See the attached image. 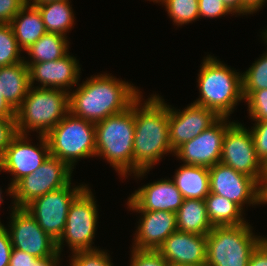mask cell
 <instances>
[{"mask_svg": "<svg viewBox=\"0 0 267 266\" xmlns=\"http://www.w3.org/2000/svg\"><path fill=\"white\" fill-rule=\"evenodd\" d=\"M159 95L141 103L134 102L135 133L133 141V174L145 176L164 154L174 153L169 142V105Z\"/></svg>", "mask_w": 267, "mask_h": 266, "instance_id": "1", "label": "cell"}, {"mask_svg": "<svg viewBox=\"0 0 267 266\" xmlns=\"http://www.w3.org/2000/svg\"><path fill=\"white\" fill-rule=\"evenodd\" d=\"M87 79L69 92L70 113L93 123L129 109L141 96L134 85L107 73Z\"/></svg>", "mask_w": 267, "mask_h": 266, "instance_id": "2", "label": "cell"}, {"mask_svg": "<svg viewBox=\"0 0 267 266\" xmlns=\"http://www.w3.org/2000/svg\"><path fill=\"white\" fill-rule=\"evenodd\" d=\"M236 71L207 55L197 79L200 97L193 103L213 110L219 117H229L238 102L244 100L242 74Z\"/></svg>", "mask_w": 267, "mask_h": 266, "instance_id": "3", "label": "cell"}, {"mask_svg": "<svg viewBox=\"0 0 267 266\" xmlns=\"http://www.w3.org/2000/svg\"><path fill=\"white\" fill-rule=\"evenodd\" d=\"M134 133V103L129 109L95 123L96 157L107 160L121 177L133 173Z\"/></svg>", "mask_w": 267, "mask_h": 266, "instance_id": "4", "label": "cell"}, {"mask_svg": "<svg viewBox=\"0 0 267 266\" xmlns=\"http://www.w3.org/2000/svg\"><path fill=\"white\" fill-rule=\"evenodd\" d=\"M35 87L30 86L25 99L15 111L16 131L23 135L36 131L45 136L70 112L69 92Z\"/></svg>", "mask_w": 267, "mask_h": 266, "instance_id": "5", "label": "cell"}, {"mask_svg": "<svg viewBox=\"0 0 267 266\" xmlns=\"http://www.w3.org/2000/svg\"><path fill=\"white\" fill-rule=\"evenodd\" d=\"M253 234L248 222L214 226L207 234L206 266H248L251 253L265 238Z\"/></svg>", "mask_w": 267, "mask_h": 266, "instance_id": "6", "label": "cell"}, {"mask_svg": "<svg viewBox=\"0 0 267 266\" xmlns=\"http://www.w3.org/2000/svg\"><path fill=\"white\" fill-rule=\"evenodd\" d=\"M50 155L74 169L78 159L96 156L95 123L70 112L46 135Z\"/></svg>", "mask_w": 267, "mask_h": 266, "instance_id": "7", "label": "cell"}, {"mask_svg": "<svg viewBox=\"0 0 267 266\" xmlns=\"http://www.w3.org/2000/svg\"><path fill=\"white\" fill-rule=\"evenodd\" d=\"M94 197L89 186H86L70 204L64 232L57 241L60 254L65 242L72 253L97 248L92 246L98 223L97 204Z\"/></svg>", "mask_w": 267, "mask_h": 266, "instance_id": "8", "label": "cell"}, {"mask_svg": "<svg viewBox=\"0 0 267 266\" xmlns=\"http://www.w3.org/2000/svg\"><path fill=\"white\" fill-rule=\"evenodd\" d=\"M72 171L64 161L49 155L36 171L12 186L13 207L24 208L34 199L66 186Z\"/></svg>", "mask_w": 267, "mask_h": 266, "instance_id": "9", "label": "cell"}, {"mask_svg": "<svg viewBox=\"0 0 267 266\" xmlns=\"http://www.w3.org/2000/svg\"><path fill=\"white\" fill-rule=\"evenodd\" d=\"M71 181L64 187L34 199L24 208L37 221L39 227L55 241L62 236L70 204L88 185L74 186Z\"/></svg>", "mask_w": 267, "mask_h": 266, "instance_id": "10", "label": "cell"}, {"mask_svg": "<svg viewBox=\"0 0 267 266\" xmlns=\"http://www.w3.org/2000/svg\"><path fill=\"white\" fill-rule=\"evenodd\" d=\"M220 163L254 178L262 185L265 166L258 159L250 129L234 122L223 139Z\"/></svg>", "mask_w": 267, "mask_h": 266, "instance_id": "11", "label": "cell"}, {"mask_svg": "<svg viewBox=\"0 0 267 266\" xmlns=\"http://www.w3.org/2000/svg\"><path fill=\"white\" fill-rule=\"evenodd\" d=\"M40 145H32L27 135L17 133L10 141L0 159V172L12 175L7 194L12 195V186L26 175L32 174L50 155L46 136L39 135Z\"/></svg>", "mask_w": 267, "mask_h": 266, "instance_id": "12", "label": "cell"}, {"mask_svg": "<svg viewBox=\"0 0 267 266\" xmlns=\"http://www.w3.org/2000/svg\"><path fill=\"white\" fill-rule=\"evenodd\" d=\"M11 210L8 232L13 248L36 258H48L58 253L57 241L39 227L25 208L11 206Z\"/></svg>", "mask_w": 267, "mask_h": 266, "instance_id": "13", "label": "cell"}, {"mask_svg": "<svg viewBox=\"0 0 267 266\" xmlns=\"http://www.w3.org/2000/svg\"><path fill=\"white\" fill-rule=\"evenodd\" d=\"M210 192L225 197L244 211V204H261V185L252 177L222 163L209 168Z\"/></svg>", "mask_w": 267, "mask_h": 266, "instance_id": "14", "label": "cell"}, {"mask_svg": "<svg viewBox=\"0 0 267 266\" xmlns=\"http://www.w3.org/2000/svg\"><path fill=\"white\" fill-rule=\"evenodd\" d=\"M228 119L229 117H220L197 137L184 142L174 151L176 157L181 159L185 165L210 168L219 163L224 136L227 129L234 123L227 121Z\"/></svg>", "mask_w": 267, "mask_h": 266, "instance_id": "15", "label": "cell"}, {"mask_svg": "<svg viewBox=\"0 0 267 266\" xmlns=\"http://www.w3.org/2000/svg\"><path fill=\"white\" fill-rule=\"evenodd\" d=\"M169 105V142L175 151L184 142L197 137L220 117L210 109L191 103L182 112Z\"/></svg>", "mask_w": 267, "mask_h": 266, "instance_id": "16", "label": "cell"}, {"mask_svg": "<svg viewBox=\"0 0 267 266\" xmlns=\"http://www.w3.org/2000/svg\"><path fill=\"white\" fill-rule=\"evenodd\" d=\"M184 198L171 179L143 185L130 195L127 206L134 211H170L176 213Z\"/></svg>", "mask_w": 267, "mask_h": 266, "instance_id": "17", "label": "cell"}, {"mask_svg": "<svg viewBox=\"0 0 267 266\" xmlns=\"http://www.w3.org/2000/svg\"><path fill=\"white\" fill-rule=\"evenodd\" d=\"M69 54L50 62L26 63L30 86L34 87L37 81L41 88H56L70 92L68 89L78 83L81 68L79 61Z\"/></svg>", "mask_w": 267, "mask_h": 266, "instance_id": "18", "label": "cell"}, {"mask_svg": "<svg viewBox=\"0 0 267 266\" xmlns=\"http://www.w3.org/2000/svg\"><path fill=\"white\" fill-rule=\"evenodd\" d=\"M169 265H206L207 235L173 232L157 249Z\"/></svg>", "mask_w": 267, "mask_h": 266, "instance_id": "19", "label": "cell"}, {"mask_svg": "<svg viewBox=\"0 0 267 266\" xmlns=\"http://www.w3.org/2000/svg\"><path fill=\"white\" fill-rule=\"evenodd\" d=\"M141 213L132 249L157 250L177 231L176 213L170 211H136Z\"/></svg>", "mask_w": 267, "mask_h": 266, "instance_id": "20", "label": "cell"}, {"mask_svg": "<svg viewBox=\"0 0 267 266\" xmlns=\"http://www.w3.org/2000/svg\"><path fill=\"white\" fill-rule=\"evenodd\" d=\"M29 88V70L24 61L0 67V93L14 111L20 107Z\"/></svg>", "mask_w": 267, "mask_h": 266, "instance_id": "21", "label": "cell"}, {"mask_svg": "<svg viewBox=\"0 0 267 266\" xmlns=\"http://www.w3.org/2000/svg\"><path fill=\"white\" fill-rule=\"evenodd\" d=\"M9 24L19 47L23 51H26L47 32L39 9L27 3Z\"/></svg>", "mask_w": 267, "mask_h": 266, "instance_id": "22", "label": "cell"}, {"mask_svg": "<svg viewBox=\"0 0 267 266\" xmlns=\"http://www.w3.org/2000/svg\"><path fill=\"white\" fill-rule=\"evenodd\" d=\"M184 199L204 200L210 193L209 168L183 164L172 180Z\"/></svg>", "mask_w": 267, "mask_h": 266, "instance_id": "23", "label": "cell"}, {"mask_svg": "<svg viewBox=\"0 0 267 266\" xmlns=\"http://www.w3.org/2000/svg\"><path fill=\"white\" fill-rule=\"evenodd\" d=\"M176 224L178 231L207 235L213 226L208 219L205 200L184 199L176 212Z\"/></svg>", "mask_w": 267, "mask_h": 266, "instance_id": "24", "label": "cell"}, {"mask_svg": "<svg viewBox=\"0 0 267 266\" xmlns=\"http://www.w3.org/2000/svg\"><path fill=\"white\" fill-rule=\"evenodd\" d=\"M204 200L208 219L213 227L247 223L243 218V210L229 199L210 192Z\"/></svg>", "mask_w": 267, "mask_h": 266, "instance_id": "25", "label": "cell"}, {"mask_svg": "<svg viewBox=\"0 0 267 266\" xmlns=\"http://www.w3.org/2000/svg\"><path fill=\"white\" fill-rule=\"evenodd\" d=\"M71 6L68 0L52 1L36 6L40 11L47 32L67 37L66 33L75 24Z\"/></svg>", "mask_w": 267, "mask_h": 266, "instance_id": "26", "label": "cell"}, {"mask_svg": "<svg viewBox=\"0 0 267 266\" xmlns=\"http://www.w3.org/2000/svg\"><path fill=\"white\" fill-rule=\"evenodd\" d=\"M68 43L67 37L57 33L46 32L26 50L30 61L24 60V62L41 63L58 60L69 52Z\"/></svg>", "mask_w": 267, "mask_h": 266, "instance_id": "27", "label": "cell"}, {"mask_svg": "<svg viewBox=\"0 0 267 266\" xmlns=\"http://www.w3.org/2000/svg\"><path fill=\"white\" fill-rule=\"evenodd\" d=\"M267 43V30L262 33ZM267 89V52L242 73V94L246 100L254 91Z\"/></svg>", "mask_w": 267, "mask_h": 266, "instance_id": "28", "label": "cell"}, {"mask_svg": "<svg viewBox=\"0 0 267 266\" xmlns=\"http://www.w3.org/2000/svg\"><path fill=\"white\" fill-rule=\"evenodd\" d=\"M159 3L165 5L168 16L175 25L182 26L199 19L198 0H159Z\"/></svg>", "mask_w": 267, "mask_h": 266, "instance_id": "29", "label": "cell"}, {"mask_svg": "<svg viewBox=\"0 0 267 266\" xmlns=\"http://www.w3.org/2000/svg\"><path fill=\"white\" fill-rule=\"evenodd\" d=\"M21 51L11 25L0 23V67L24 61Z\"/></svg>", "mask_w": 267, "mask_h": 266, "instance_id": "30", "label": "cell"}, {"mask_svg": "<svg viewBox=\"0 0 267 266\" xmlns=\"http://www.w3.org/2000/svg\"><path fill=\"white\" fill-rule=\"evenodd\" d=\"M70 266H113L109 254L100 249L73 252Z\"/></svg>", "mask_w": 267, "mask_h": 266, "instance_id": "31", "label": "cell"}, {"mask_svg": "<svg viewBox=\"0 0 267 266\" xmlns=\"http://www.w3.org/2000/svg\"><path fill=\"white\" fill-rule=\"evenodd\" d=\"M245 101L253 121H267V89L254 91Z\"/></svg>", "mask_w": 267, "mask_h": 266, "instance_id": "32", "label": "cell"}, {"mask_svg": "<svg viewBox=\"0 0 267 266\" xmlns=\"http://www.w3.org/2000/svg\"><path fill=\"white\" fill-rule=\"evenodd\" d=\"M251 127V135L258 159L264 166L267 165V121H255Z\"/></svg>", "mask_w": 267, "mask_h": 266, "instance_id": "33", "label": "cell"}, {"mask_svg": "<svg viewBox=\"0 0 267 266\" xmlns=\"http://www.w3.org/2000/svg\"><path fill=\"white\" fill-rule=\"evenodd\" d=\"M130 266H170L157 250L132 249Z\"/></svg>", "mask_w": 267, "mask_h": 266, "instance_id": "34", "label": "cell"}, {"mask_svg": "<svg viewBox=\"0 0 267 266\" xmlns=\"http://www.w3.org/2000/svg\"><path fill=\"white\" fill-rule=\"evenodd\" d=\"M199 1V18H217L223 15L233 13L227 8L222 0H198Z\"/></svg>", "mask_w": 267, "mask_h": 266, "instance_id": "35", "label": "cell"}, {"mask_svg": "<svg viewBox=\"0 0 267 266\" xmlns=\"http://www.w3.org/2000/svg\"><path fill=\"white\" fill-rule=\"evenodd\" d=\"M16 134L15 118H0V159Z\"/></svg>", "mask_w": 267, "mask_h": 266, "instance_id": "36", "label": "cell"}, {"mask_svg": "<svg viewBox=\"0 0 267 266\" xmlns=\"http://www.w3.org/2000/svg\"><path fill=\"white\" fill-rule=\"evenodd\" d=\"M26 0H0V23H10Z\"/></svg>", "mask_w": 267, "mask_h": 266, "instance_id": "37", "label": "cell"}, {"mask_svg": "<svg viewBox=\"0 0 267 266\" xmlns=\"http://www.w3.org/2000/svg\"><path fill=\"white\" fill-rule=\"evenodd\" d=\"M12 249L8 229L0 223V266H9Z\"/></svg>", "mask_w": 267, "mask_h": 266, "instance_id": "38", "label": "cell"}, {"mask_svg": "<svg viewBox=\"0 0 267 266\" xmlns=\"http://www.w3.org/2000/svg\"><path fill=\"white\" fill-rule=\"evenodd\" d=\"M248 266H267V238L265 237L251 253Z\"/></svg>", "mask_w": 267, "mask_h": 266, "instance_id": "39", "label": "cell"}, {"mask_svg": "<svg viewBox=\"0 0 267 266\" xmlns=\"http://www.w3.org/2000/svg\"><path fill=\"white\" fill-rule=\"evenodd\" d=\"M36 259V257L29 255L24 251L13 248L9 266H31L32 262H35Z\"/></svg>", "mask_w": 267, "mask_h": 266, "instance_id": "40", "label": "cell"}, {"mask_svg": "<svg viewBox=\"0 0 267 266\" xmlns=\"http://www.w3.org/2000/svg\"><path fill=\"white\" fill-rule=\"evenodd\" d=\"M227 8L234 14H253L256 13L244 0H222Z\"/></svg>", "mask_w": 267, "mask_h": 266, "instance_id": "41", "label": "cell"}, {"mask_svg": "<svg viewBox=\"0 0 267 266\" xmlns=\"http://www.w3.org/2000/svg\"><path fill=\"white\" fill-rule=\"evenodd\" d=\"M60 253L48 258H37L31 266H59Z\"/></svg>", "mask_w": 267, "mask_h": 266, "instance_id": "42", "label": "cell"}, {"mask_svg": "<svg viewBox=\"0 0 267 266\" xmlns=\"http://www.w3.org/2000/svg\"><path fill=\"white\" fill-rule=\"evenodd\" d=\"M0 118H15V111L5 101L0 93Z\"/></svg>", "mask_w": 267, "mask_h": 266, "instance_id": "43", "label": "cell"}, {"mask_svg": "<svg viewBox=\"0 0 267 266\" xmlns=\"http://www.w3.org/2000/svg\"><path fill=\"white\" fill-rule=\"evenodd\" d=\"M261 204H267V169H265L264 180L261 185Z\"/></svg>", "mask_w": 267, "mask_h": 266, "instance_id": "44", "label": "cell"}, {"mask_svg": "<svg viewBox=\"0 0 267 266\" xmlns=\"http://www.w3.org/2000/svg\"><path fill=\"white\" fill-rule=\"evenodd\" d=\"M255 12L262 8L267 0H244Z\"/></svg>", "mask_w": 267, "mask_h": 266, "instance_id": "45", "label": "cell"}, {"mask_svg": "<svg viewBox=\"0 0 267 266\" xmlns=\"http://www.w3.org/2000/svg\"><path fill=\"white\" fill-rule=\"evenodd\" d=\"M52 1H58V0H26V3L32 6H39L41 4L52 2Z\"/></svg>", "mask_w": 267, "mask_h": 266, "instance_id": "46", "label": "cell"}, {"mask_svg": "<svg viewBox=\"0 0 267 266\" xmlns=\"http://www.w3.org/2000/svg\"><path fill=\"white\" fill-rule=\"evenodd\" d=\"M170 266H206V265H187V264H175Z\"/></svg>", "mask_w": 267, "mask_h": 266, "instance_id": "47", "label": "cell"}, {"mask_svg": "<svg viewBox=\"0 0 267 266\" xmlns=\"http://www.w3.org/2000/svg\"><path fill=\"white\" fill-rule=\"evenodd\" d=\"M3 202V197H2V191H1V189H0V206H1V203ZM0 223H1V221H0Z\"/></svg>", "mask_w": 267, "mask_h": 266, "instance_id": "48", "label": "cell"}, {"mask_svg": "<svg viewBox=\"0 0 267 266\" xmlns=\"http://www.w3.org/2000/svg\"><path fill=\"white\" fill-rule=\"evenodd\" d=\"M149 1H153L154 3L156 2V3H158L159 2V0H149Z\"/></svg>", "mask_w": 267, "mask_h": 266, "instance_id": "49", "label": "cell"}]
</instances>
